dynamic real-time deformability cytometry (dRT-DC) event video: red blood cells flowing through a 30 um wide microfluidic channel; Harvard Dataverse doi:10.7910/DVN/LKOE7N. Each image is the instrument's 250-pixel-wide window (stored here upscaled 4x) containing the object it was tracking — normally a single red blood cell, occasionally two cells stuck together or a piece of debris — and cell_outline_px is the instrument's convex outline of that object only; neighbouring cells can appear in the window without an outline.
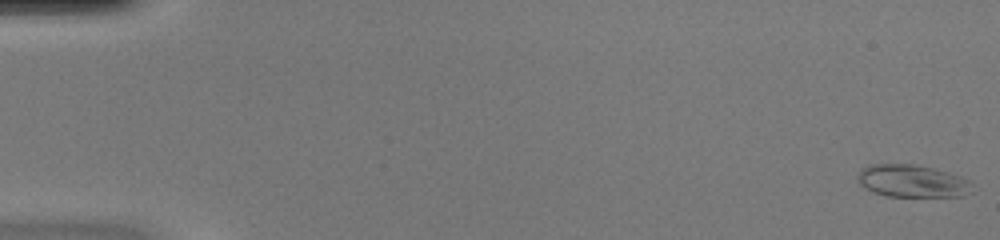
{"species": "common noctule bat (a hibernating species)", "species_latin": "Nyctalus noctula", "temperature_condition": "warm", "stored_images_in_passage": 49, "camera_frame_rate_fps": 3000, "um_per_image_px": 0.085, "animal": {"sex": "female", "body_mass_g": 20.0, "forearm_length_mm": 54.0}, "frame": {"image": 1, "passage_image": 1, "time_ms": 0.0, "image_size_px": [1000, 240], "cell_outline_px": [[972, 192], [964, 196], [888, 196], [864, 188], [860, 184], [856, 176], [860, 168], [868, 164], [912, 164], [932, 168], [948, 172], [960, 176], [968, 180]], "centroid_in_image_um": [77.49, 15.38], "position_along_channel_um": 7.5, "area_um2": 21.62}}
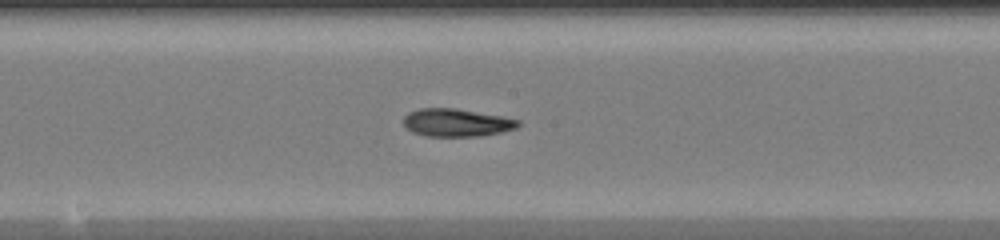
{"frame": {"image": 2, "passage_image": 27, "time_ms": 8.667, "image_size_px": [1000, 240], "cell_outline_px": [[520, 124], [516, 128], [500, 132], [480, 136], [424, 136], [412, 132], [404, 128], [404, 116], [408, 112], [420, 108], [456, 108], [504, 116], [520, 120]], "centroid_in_image_um": [38.79, 10.42], "position_along_channel_um": 209.4, "area_um2": 18.79}}
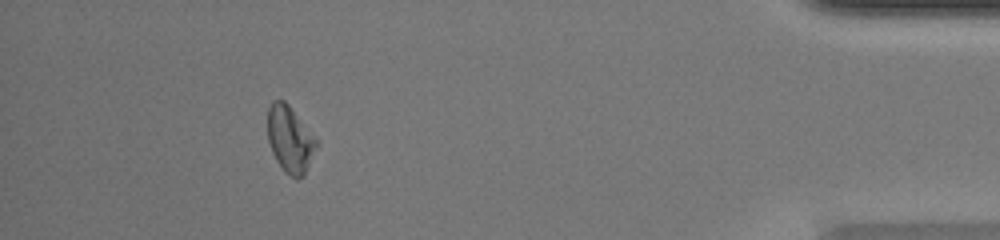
{"frame": {"image": 3, "passage_image": 45, "time_ms": 14.667, "image_size_px": [1000, 240], "cell_outline_px": [[320, 140], [304, 176], [296, 180], [284, 172], [276, 160], [272, 152], [268, 140], [268, 108], [272, 100], [284, 100], [288, 104]], "centroid_in_image_um": [24.68, 11.85], "position_along_channel_um": 410.5, "area_um2": 19.31}, "authors_computed_cell_mechanics": {"area_um2": 19.2474, "velocity_mm_per_s": 4.2578, "shape_relaxation_time_tau1_ms": 4.5843, "shape_relaxation_time_tau2_ms": 5.3762, "deformation_change_tau1": 0.1585, "deformation_change_tau2": 0.1302}}